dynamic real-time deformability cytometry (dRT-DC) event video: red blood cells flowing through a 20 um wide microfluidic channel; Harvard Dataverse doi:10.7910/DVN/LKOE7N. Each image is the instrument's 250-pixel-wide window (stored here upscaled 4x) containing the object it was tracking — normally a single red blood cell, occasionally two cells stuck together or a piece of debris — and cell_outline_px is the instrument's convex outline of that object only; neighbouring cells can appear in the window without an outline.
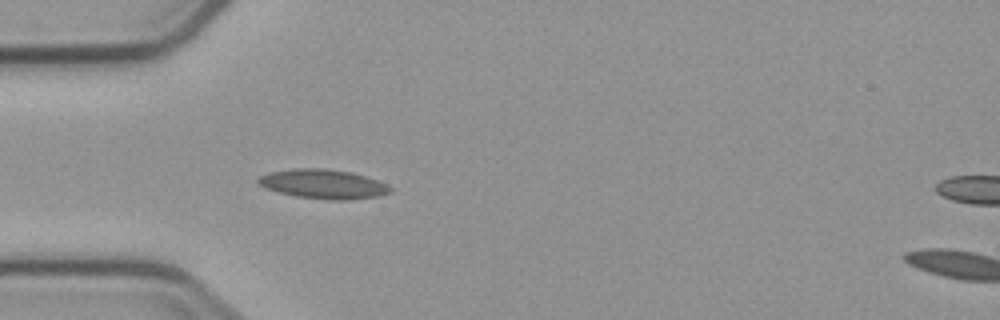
{"species": "common noctule bat (a hibernating species)", "species_latin": "Nyctalus noctula", "temperature_condition": "cold", "stored_images_in_passage": 3, "segment_of_instrument_passage": [1, 2], "camera_frame_rate_fps": 3000, "um_per_image_px": 0.085, "animal": {"sex": "male", "body_mass_g": 23.1, "forearm_length_mm": 52.7}, "frame": {"image": 1, "passage_image": 2, "time_ms": 1.0, "image_size_px": [1000, 320], "cell_outline_px": [[392, 192], [376, 196], [348, 200], [328, 200], [296, 196], [264, 188], [256, 180], [260, 176], [268, 172], [296, 168], [324, 168], [352, 172], [376, 180], [392, 188]], "centroid_in_image_um": [27.45, 15.64], "position_along_channel_um": 57.6, "area_um2": 22.43}}